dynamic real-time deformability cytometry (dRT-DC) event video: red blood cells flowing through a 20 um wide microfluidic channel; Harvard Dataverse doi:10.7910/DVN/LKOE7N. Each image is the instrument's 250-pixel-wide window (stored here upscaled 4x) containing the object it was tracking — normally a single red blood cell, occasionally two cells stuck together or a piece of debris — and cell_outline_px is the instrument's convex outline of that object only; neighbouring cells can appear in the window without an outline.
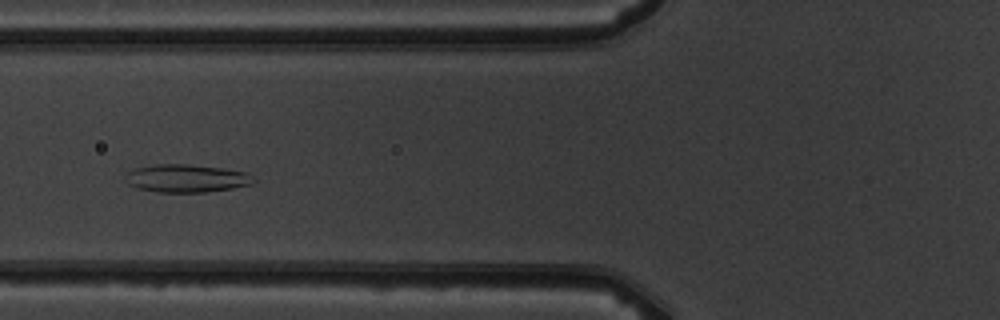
{"species": "common noctule bat (a hibernating species)", "species_latin": "Nyctalus noctula", "temperature_condition": "warm", "stored_images_in_passage": 4, "camera_frame_rate_fps": 3000, "um_per_image_px": 0.085, "animal": {"sex": "male", "body_mass_g": 19.5, "forearm_length_mm": 54.6}, "frame": {"image": 1, "passage_image": 4, "time_ms": 4.333, "image_size_px": [1000, 320], "cell_outline_px": [[256, 180], [252, 184], [232, 188], [204, 192], [156, 192], [136, 188], [128, 184], [124, 176], [132, 168], [156, 164], [184, 164], [220, 168], [248, 172]], "centroid_in_image_um": [15.81, 15.16], "position_along_channel_um": 110.0, "area_um2": 20.92}}